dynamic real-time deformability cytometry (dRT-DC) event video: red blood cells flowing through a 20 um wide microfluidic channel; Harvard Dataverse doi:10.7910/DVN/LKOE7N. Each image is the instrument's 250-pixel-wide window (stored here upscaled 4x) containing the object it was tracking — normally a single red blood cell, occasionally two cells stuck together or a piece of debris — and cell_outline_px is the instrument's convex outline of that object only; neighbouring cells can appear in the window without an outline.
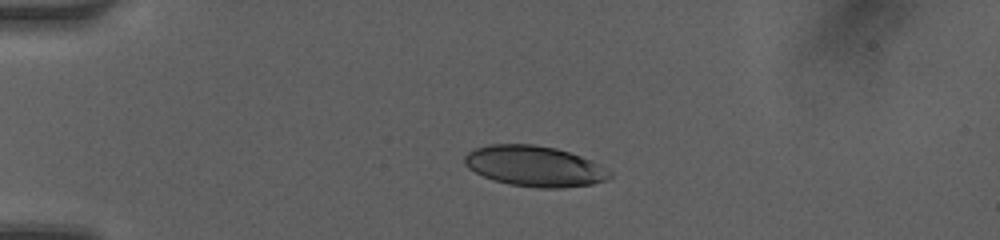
{"species": "human", "species_latin": "Homo sapiens", "temperature_condition": "room temperature", "stored_images_in_passage": 38, "camera_frame_rate_fps": 3000, "um_per_image_px": 0.085, "donor": {"sex": "female"}, "frame": {"image": 1, "passage_image": 1, "time_ms": 0.0, "image_size_px": [1000, 240], "cell_outline_px": [[612, 176], [608, 180], [592, 184], [560, 188], [536, 188], [508, 184], [484, 176], [468, 168], [464, 164], [464, 156], [468, 152], [476, 148], [488, 144], [536, 144], [556, 148], [580, 156], [612, 172]], "centroid_in_image_um": [45.42, 14.12], "position_along_channel_um": 39.6, "area_um2": 34.22}}
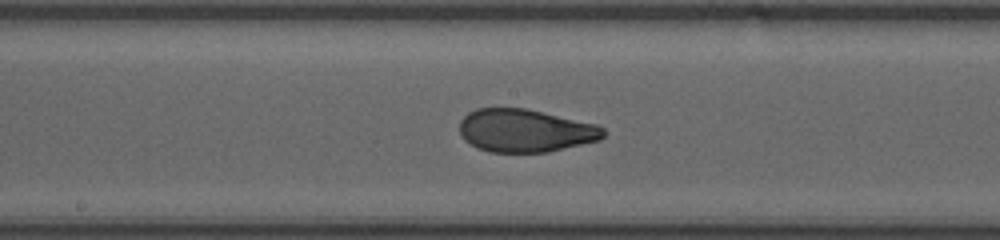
{"frame": {"image": 2, "passage_image": 16, "time_ms": 5.0, "image_size_px": [1000, 240], "cell_outline_px": [[608, 132], [600, 140], [548, 152], [488, 152], [476, 148], [464, 140], [460, 132], [460, 120], [468, 112], [476, 108], [524, 108], [596, 124], [604, 128]], "centroid_in_image_um": [44.64, 11.11], "position_along_channel_um": 203.6, "area_um2": 36.13}}
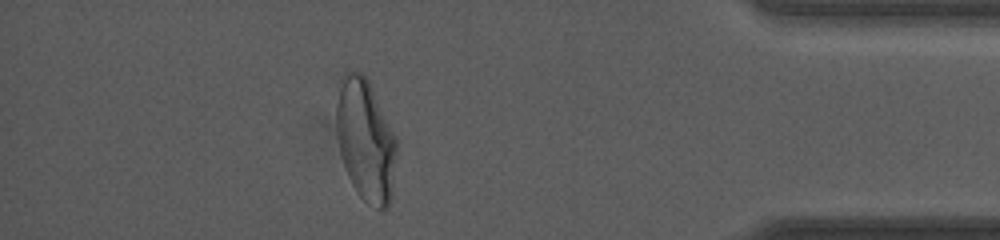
{"frame": {"image": 3, "passage_image": 33, "time_ms": 10.667, "image_size_px": [1000, 240], "cell_outline_px": [[396, 152], [392, 192], [388, 204], [384, 208], [376, 208], [368, 204], [356, 192], [348, 176], [340, 152], [336, 132], [336, 104], [340, 76], [344, 72], [360, 72], [368, 80], [396, 136]], "centroid_in_image_um": [31.05, 11.89], "position_along_channel_um": 404.1, "area_um2": 42.66}, "authors_computed_cell_mechanics": {"area_um2": 36.7608, "velocity_mm_per_s": 4.1732, "shape_relaxation_time_tau1_ms": 5.1679, "shape_relaxation_time_tau2_ms": 0.7227, "deformation_change_tau1": 0.1741, "deformation_change_tau2": 0.062}}